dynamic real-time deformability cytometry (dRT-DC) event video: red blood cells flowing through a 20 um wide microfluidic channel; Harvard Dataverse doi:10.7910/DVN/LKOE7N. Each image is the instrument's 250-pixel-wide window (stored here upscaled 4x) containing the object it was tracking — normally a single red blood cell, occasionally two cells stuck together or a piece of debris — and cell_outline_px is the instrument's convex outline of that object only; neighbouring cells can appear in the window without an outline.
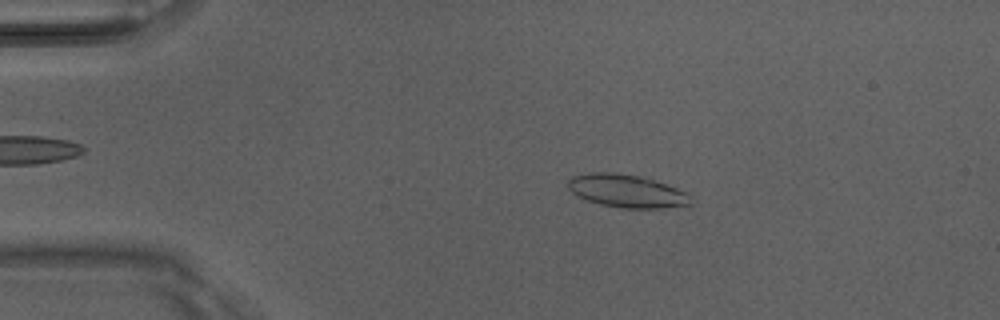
{"species": "Egyptian fruit bat (a non-hibernating species)", "species_latin": "Rousettus aegyptiacus", "temperature_condition": "room temperature", "stored_images_in_passage": 4, "camera_frame_rate_fps": 3000, "um_per_image_px": 0.085, "animal": {"sex": "male"}, "frame": {"image": 1, "passage_image": 2, "time_ms": 0.333, "image_size_px": [1000, 320], "cell_outline_px": [[692, 204], [688, 208], [620, 208], [600, 204], [576, 196], [568, 188], [568, 180], [572, 176], [592, 172], [616, 172], [640, 176], [688, 192]], "centroid_in_image_um": [53.31, 16.25], "position_along_channel_um": 31.7, "area_um2": 23.87}}